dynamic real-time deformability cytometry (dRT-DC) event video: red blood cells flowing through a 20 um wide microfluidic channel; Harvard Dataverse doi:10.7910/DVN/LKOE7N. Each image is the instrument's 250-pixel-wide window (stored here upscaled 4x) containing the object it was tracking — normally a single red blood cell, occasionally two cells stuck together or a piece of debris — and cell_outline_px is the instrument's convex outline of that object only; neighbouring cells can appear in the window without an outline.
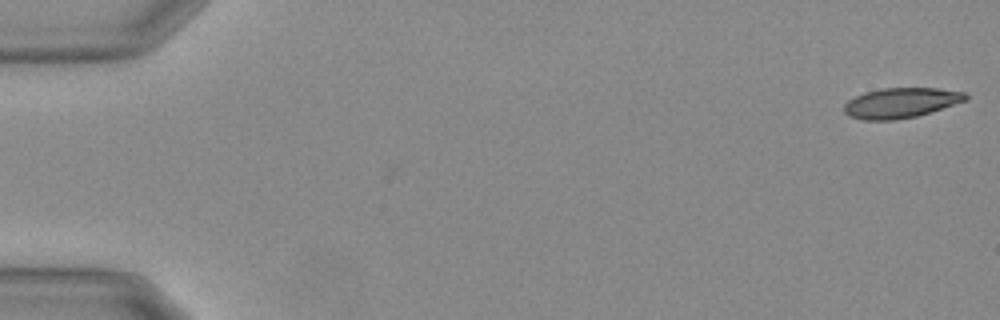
{"species": "Egyptian fruit bat (a non-hibernating species)", "species_latin": "Rousettus aegyptiacus", "temperature_condition": "warm", "stored_images_in_passage": 55, "camera_frame_rate_fps": 3000, "um_per_image_px": 0.085, "animal": {"sex": "female"}, "frame": {"image": 1, "passage_image": 1, "time_ms": 0.0, "image_size_px": [1000, 320], "cell_outline_px": [[968, 100], [916, 116], [896, 120], [860, 120], [848, 116], [844, 112], [844, 104], [848, 100], [864, 92], [884, 88], [936, 88], [964, 92], [968, 96]], "centroid_in_image_um": [76.54, 8.75], "position_along_channel_um": 8.5, "area_um2": 21.33}}
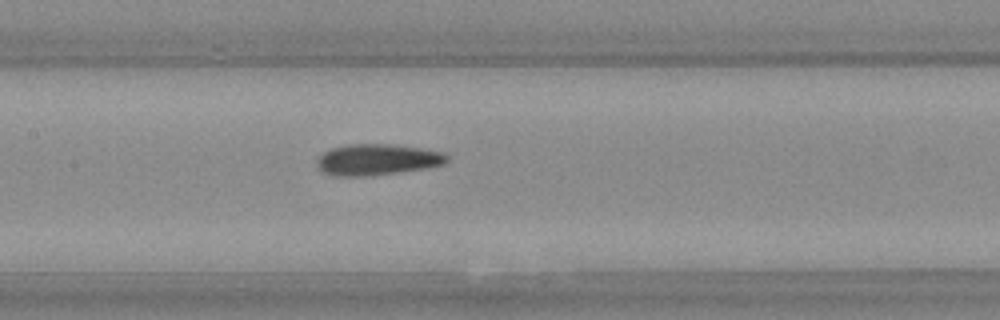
{"frame": {"image": 2, "passage_image": 27, "time_ms": 8.667, "image_size_px": [1000, 320], "cell_outline_px": [[448, 160], [444, 164], [424, 168], [368, 176], [336, 176], [324, 172], [320, 168], [320, 156], [324, 152], [332, 148], [344, 144], [392, 144], [420, 148], [444, 152], [448, 156]], "centroid_in_image_um": [32.1, 13.55], "position_along_channel_um": 175.3, "area_um2": 23.24}}
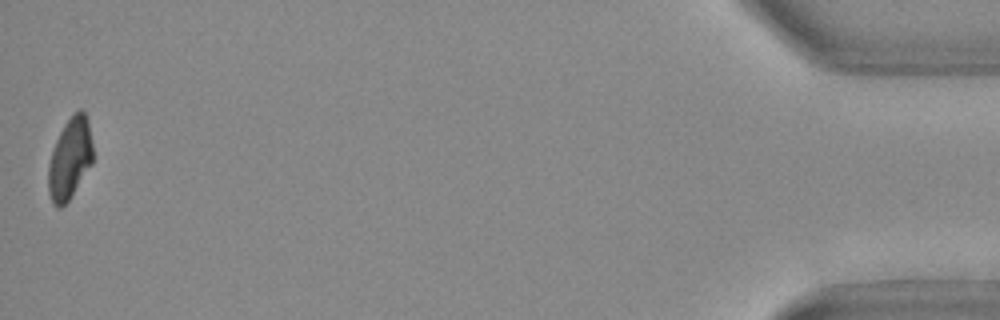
{"frame": {"image": 3, "passage_image": 55, "time_ms": 18.0, "image_size_px": [1000, 320], "cell_outline_px": [[92, 164], [68, 200], [60, 208], [56, 208], [52, 204], [48, 192], [48, 164], [56, 140], [64, 124], [80, 108], [84, 112], [88, 120], [92, 144]], "centroid_in_image_um": [5.92, 13.5], "position_along_channel_um": 429.3, "area_um2": 20.87}, "authors_computed_cell_mechanics": {"area_um2": 22.5998, "velocity_mm_per_s": 3.7109, "shape_relaxation_time_tau1_ms": 9.0917, "shape_relaxation_time_tau2_ms": 3.2729, "deformation_change_tau1": 0.2497, "deformation_change_tau2": 0.1015}}